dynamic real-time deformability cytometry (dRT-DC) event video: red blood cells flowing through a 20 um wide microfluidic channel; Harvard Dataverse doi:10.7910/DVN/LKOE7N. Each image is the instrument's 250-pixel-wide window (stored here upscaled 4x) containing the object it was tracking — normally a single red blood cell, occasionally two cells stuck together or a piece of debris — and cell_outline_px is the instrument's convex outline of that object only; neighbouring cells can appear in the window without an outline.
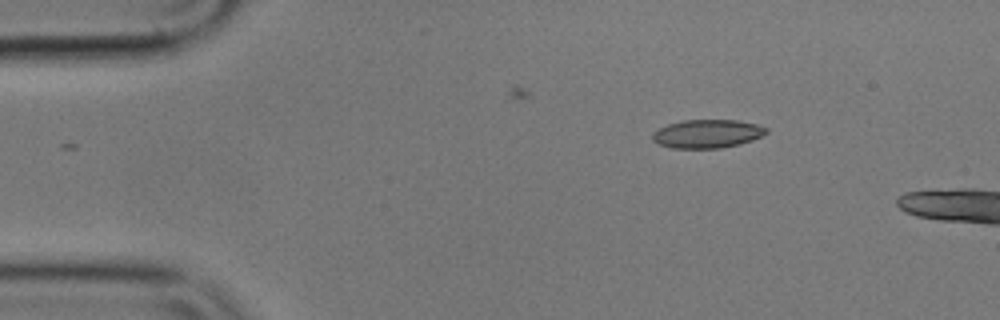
{"species": "common noctule bat (a hibernating species)", "species_latin": "Nyctalus noctula", "temperature_condition": "cold", "stored_images_in_passage": 44, "camera_frame_rate_fps": 3000, "um_per_image_px": 0.085, "animal": {"sex": "male", "body_mass_g": 17.9}, "frame": {"image": 1, "passage_image": 1, "time_ms": 0.0, "image_size_px": [1000, 320], "cell_outline_px": [[768, 132], [752, 140], [740, 144], [720, 148], [672, 148], [660, 144], [652, 140], [652, 132], [668, 124], [680, 120], [736, 120], [756, 124], [768, 128]], "centroid_in_image_um": [60.11, 11.36], "position_along_channel_um": 24.9, "area_um2": 18.84}}
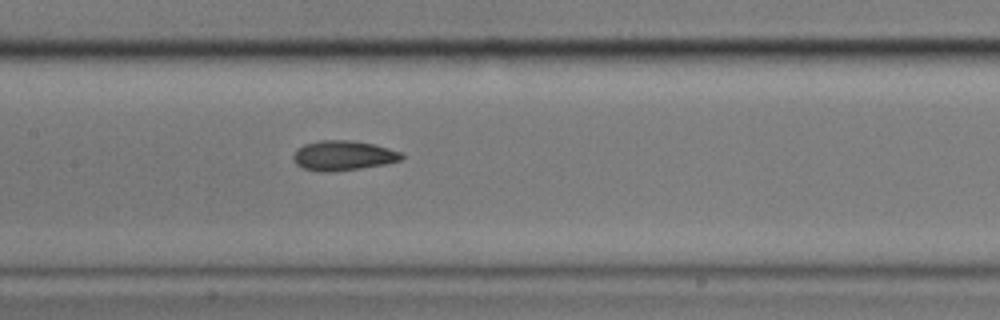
{"frame": {"image": 2, "passage_image": 19, "time_ms": 6.0, "image_size_px": [1000, 320], "cell_outline_px": [[404, 160], [384, 164], [360, 168], [332, 172], [324, 172], [304, 168], [296, 164], [292, 156], [296, 148], [304, 144], [320, 140], [352, 140], [372, 144], [404, 152]], "centroid_in_image_um": [29.19, 13.21], "position_along_channel_um": 178.2, "area_um2": 18.96}}
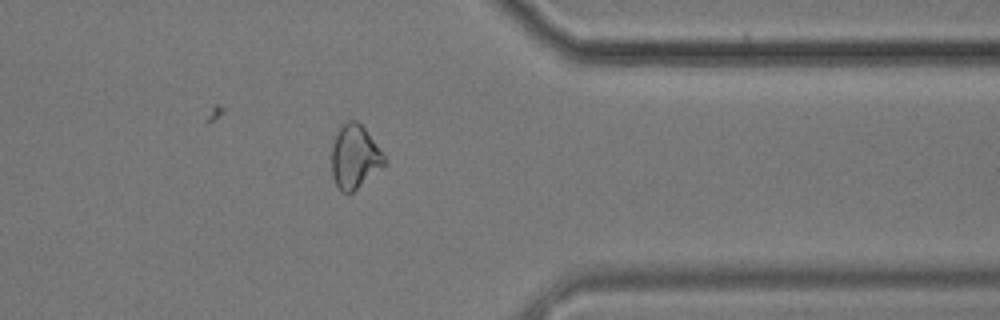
{"frame": {"image": 3, "passage_image": 37, "time_ms": 12.0, "image_size_px": [1000, 320], "cell_outline_px": [[384, 164], [352, 192], [340, 192], [332, 176], [332, 144], [336, 132], [348, 120], [356, 120], [364, 128], [384, 156]], "centroid_in_image_um": [30.09, 13.32], "position_along_channel_um": 381.3, "area_um2": 18.9}, "authors_computed_cell_mechanics": {"area_um2": 18.9006, "velocity_mm_per_s": 3.5645, "shape_relaxation_time_tau1_ms": 6.0135, "shape_relaxation_time_tau2_ms": 4.5268, "deformation_change_tau1": 0.1106, "deformation_change_tau2": 0.0836}}